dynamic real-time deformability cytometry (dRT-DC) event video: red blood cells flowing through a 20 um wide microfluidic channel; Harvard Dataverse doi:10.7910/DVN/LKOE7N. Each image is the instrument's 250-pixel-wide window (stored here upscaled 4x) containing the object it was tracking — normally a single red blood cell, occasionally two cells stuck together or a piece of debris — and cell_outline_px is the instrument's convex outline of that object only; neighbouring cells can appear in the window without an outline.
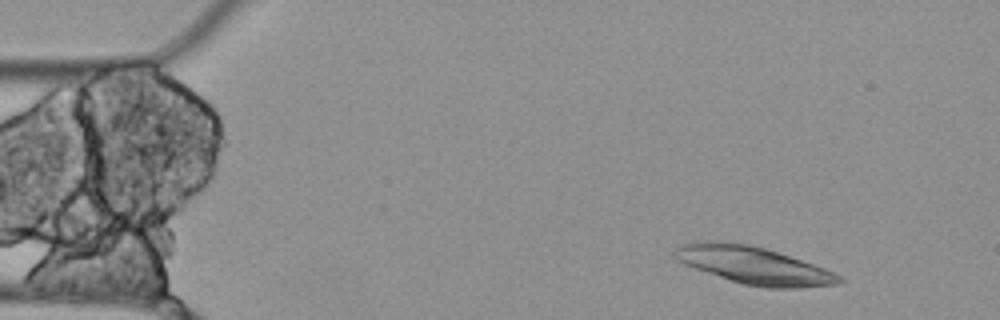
{"species": "Egyptian fruit bat (a non-hibernating species)", "species_latin": "Rousettus aegyptiacus", "temperature_condition": "cold", "stored_images_in_passage": 3, "camera_frame_rate_fps": 3000, "um_per_image_px": 0.085, "animal": {"sex": "female"}, "frame": {"image": 1, "passage_image": 1, "time_ms": 0.0, "image_size_px": [1000, 320], "cell_outline_px": [[844, 280], [836, 284], [796, 288], [768, 288], [744, 284], [684, 264], [676, 256], [676, 248], [684, 244], [696, 240], [720, 240], [748, 244], [764, 248], [824, 268], [840, 276]], "centroid_in_image_um": [64.06, 22.54], "position_along_channel_um": 20.9, "area_um2": 35.08}}
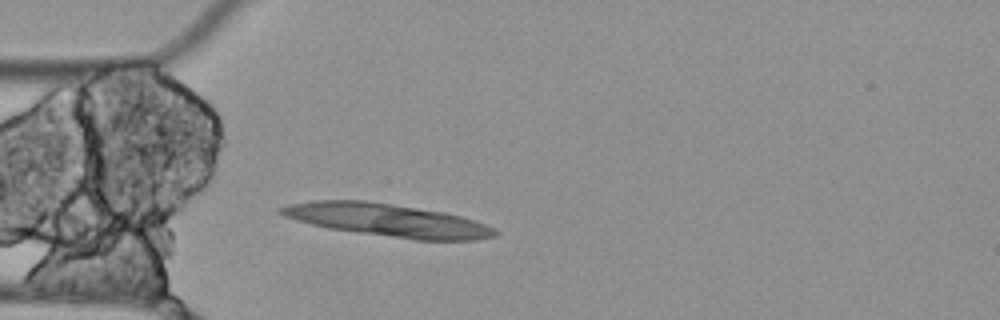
{"frame": {"image": 2, "passage_image": 3, "time_ms": 0.667, "image_size_px": [1000, 320], "cell_outline_px": [[500, 232], [496, 236], [476, 240], [416, 240], [328, 228], [296, 220], [284, 216], [276, 212], [276, 208], [288, 204], [316, 200], [364, 200], [392, 204], [444, 212], [460, 216], [496, 228]], "centroid_in_image_um": [32.92, 18.71], "position_along_channel_um": 52.1, "area_um2": 40.81}}